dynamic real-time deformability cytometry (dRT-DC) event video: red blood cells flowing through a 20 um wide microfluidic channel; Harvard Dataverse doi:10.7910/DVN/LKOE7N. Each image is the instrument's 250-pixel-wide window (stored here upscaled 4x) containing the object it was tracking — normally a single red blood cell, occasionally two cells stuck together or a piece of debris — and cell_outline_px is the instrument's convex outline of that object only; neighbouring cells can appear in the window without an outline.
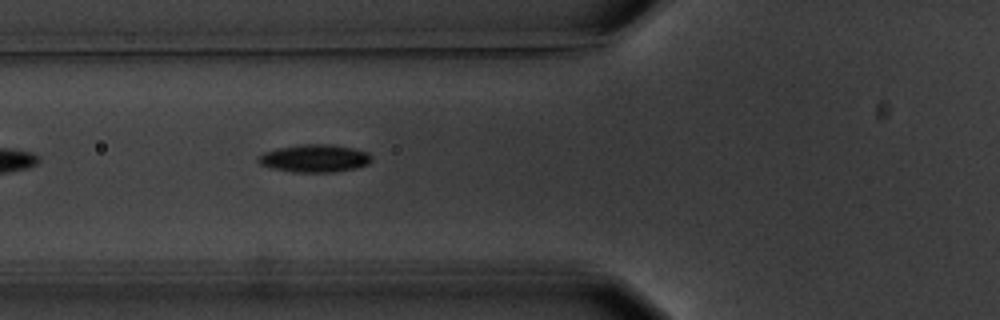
{"species": "common noctule bat (a hibernating species)", "species_latin": "Nyctalus noctula", "temperature_condition": "warm", "stored_images_in_passage": 6, "camera_frame_rate_fps": 3000, "um_per_image_px": 0.085, "animal": {"sex": "male", "body_mass_g": 20.1, "forearm_length_mm": 53.5}, "frame": {"image": 1, "passage_image": 6, "time_ms": 6.667, "image_size_px": [1000, 320], "cell_outline_px": [[372, 160], [368, 164], [356, 168], [332, 172], [292, 172], [272, 168], [260, 164], [256, 160], [264, 152], [276, 148], [300, 144], [332, 144], [352, 148], [368, 152], [372, 156]], "centroid_in_image_um": [26.75, 13.45], "position_along_channel_um": 99.1, "area_um2": 18.38}}